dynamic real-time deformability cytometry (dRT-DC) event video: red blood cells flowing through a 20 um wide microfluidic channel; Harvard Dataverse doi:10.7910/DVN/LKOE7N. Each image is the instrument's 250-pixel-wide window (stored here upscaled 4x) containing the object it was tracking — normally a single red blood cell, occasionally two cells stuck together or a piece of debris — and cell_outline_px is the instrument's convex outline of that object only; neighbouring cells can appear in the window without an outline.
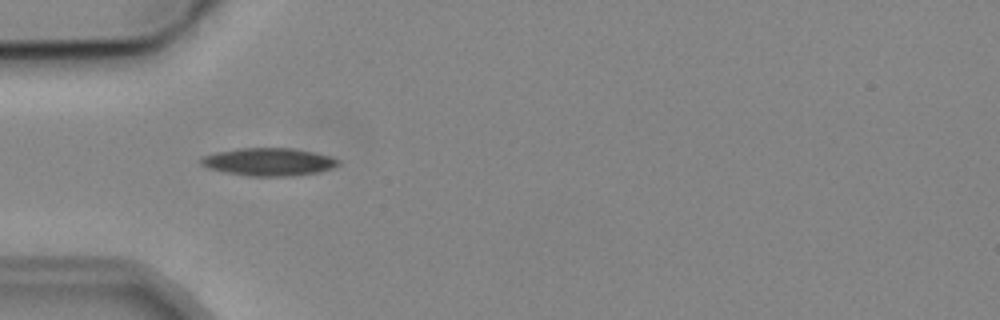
{"species": "common noctule bat (a hibernating species)", "species_latin": "Nyctalus noctula", "temperature_condition": "cold", "stored_images_in_passage": 5, "camera_frame_rate_fps": 3000, "um_per_image_px": 0.085, "animal": {"sex": "male", "body_mass_g": 19.2, "forearm_length_mm": 51.8}, "frame": {"image": 1, "passage_image": 1, "time_ms": 0.0, "image_size_px": [1000, 320], "cell_outline_px": [[340, 164], [332, 168], [316, 172], [288, 176], [248, 176], [224, 172], [208, 168], [200, 164], [200, 156], [216, 152], [240, 148], [292, 148], [316, 152], [340, 160]], "centroid_in_image_um": [22.8, 13.75], "position_along_channel_um": 62.2, "area_um2": 22.25}}
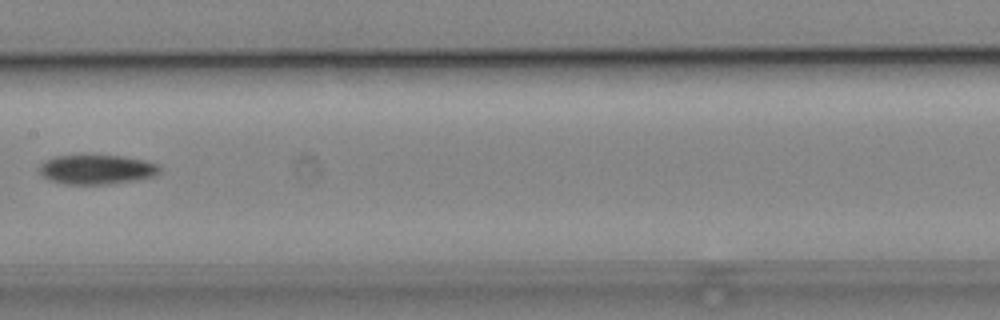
{"frame": {"image": 2, "passage_image": 4, "time_ms": 3.667, "image_size_px": [1000, 320], "cell_outline_px": [[160, 172], [152, 176], [136, 180], [108, 184], [68, 184], [52, 180], [44, 176], [40, 172], [40, 164], [44, 160], [52, 156], [84, 152], [124, 156], [144, 160], [156, 164], [160, 168]], "centroid_in_image_um": [8.18, 14.34], "position_along_channel_um": 199.2, "area_um2": 21.39}}
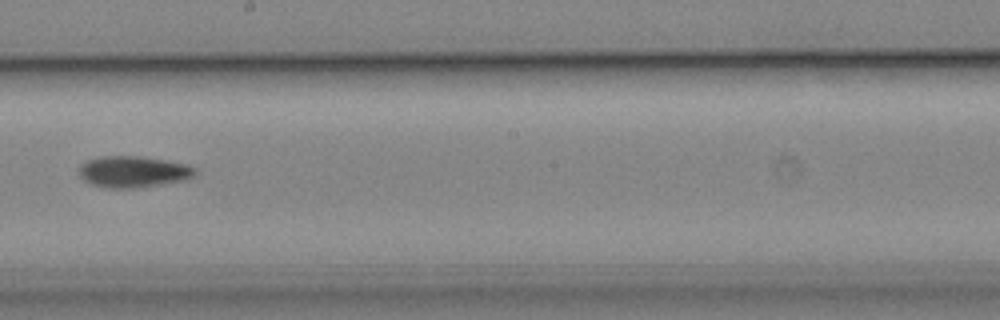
{"frame": {"image": 3, "passage_image": 5, "time_ms": 4.667, "image_size_px": [1000, 320], "cell_outline_px": [[196, 172], [192, 176], [184, 180], [128, 188], [116, 188], [92, 184], [84, 180], [80, 176], [80, 164], [88, 160], [100, 156], [140, 156], [168, 160], [188, 164], [196, 168]], "centroid_in_image_um": [11.33, 14.56], "position_along_channel_um": 236.9, "area_um2": 20.87}}